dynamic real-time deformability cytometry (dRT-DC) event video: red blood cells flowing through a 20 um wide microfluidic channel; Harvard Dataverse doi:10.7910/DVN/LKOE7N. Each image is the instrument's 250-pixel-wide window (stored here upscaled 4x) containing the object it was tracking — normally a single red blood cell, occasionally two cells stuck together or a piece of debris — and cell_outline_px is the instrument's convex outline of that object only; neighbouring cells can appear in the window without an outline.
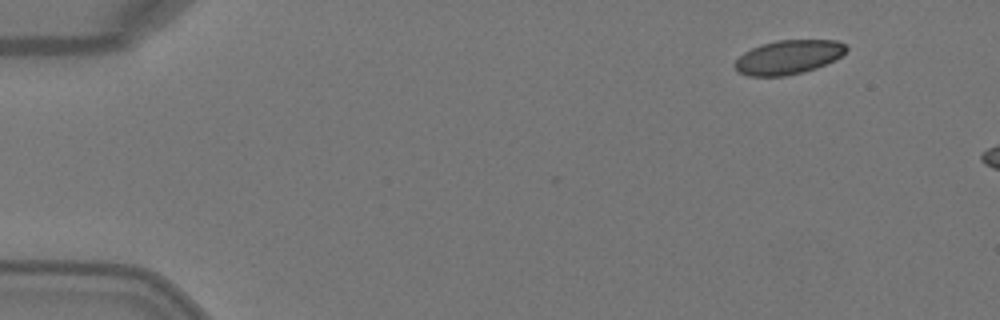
{"species": "Egyptian fruit bat (a non-hibernating species)", "species_latin": "Rousettus aegyptiacus", "temperature_condition": "warm", "stored_images_in_passage": 2, "camera_frame_rate_fps": 3000, "um_per_image_px": 0.085, "animal": {"sex": "female"}, "frame": {"image": 1, "passage_image": 1, "time_ms": 0.0, "image_size_px": [1000, 320], "cell_outline_px": [[848, 48], [840, 56], [816, 68], [804, 72], [784, 76], [748, 76], [740, 72], [732, 64], [744, 52], [752, 48], [776, 40], [836, 40], [844, 44]], "centroid_in_image_um": [66.99, 4.86], "position_along_channel_um": 18.0, "area_um2": 21.85}}